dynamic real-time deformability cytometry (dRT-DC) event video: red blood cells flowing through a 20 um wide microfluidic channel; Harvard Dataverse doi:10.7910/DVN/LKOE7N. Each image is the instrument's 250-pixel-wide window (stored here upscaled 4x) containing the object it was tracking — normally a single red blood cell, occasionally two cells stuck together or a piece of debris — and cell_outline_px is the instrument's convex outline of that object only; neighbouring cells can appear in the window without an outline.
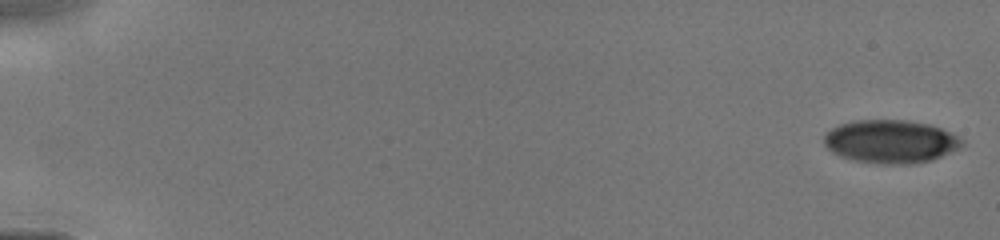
{"species": "human", "species_latin": "Homo sapiens", "temperature_condition": "cold", "stored_images_in_passage": 20, "camera_frame_rate_fps": 3000, "um_per_image_px": 0.085, "donor": {"sex": "male"}, "frame": {"image": 1, "passage_image": 1, "time_ms": 0.0, "image_size_px": [1000, 240], "cell_outline_px": [[964, 144], [960, 148], [932, 160], [912, 164], [880, 164], [856, 160], [840, 156], [832, 152], [824, 144], [824, 132], [840, 124], [852, 120], [908, 120], [928, 124], [940, 128], [964, 140]], "centroid_in_image_um": [75.69, 12.03], "position_along_channel_um": 9.3, "area_um2": 34.8}}
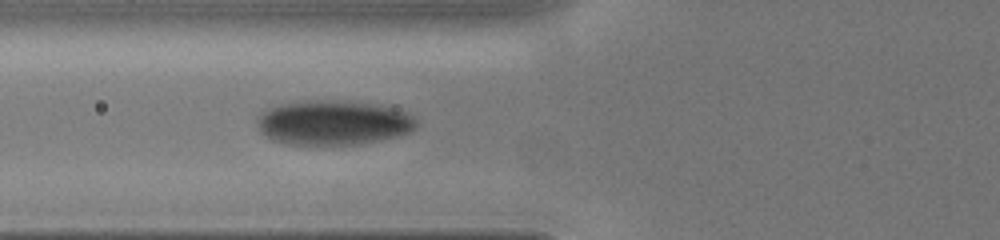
{"frame": {"image": 2, "passage_image": 12, "time_ms": 6.0, "image_size_px": [1000, 240], "cell_outline_px": [[416, 124], [412, 132], [396, 136], [356, 144], [288, 144], [272, 140], [260, 132], [256, 120], [256, 116], [264, 108], [280, 104], [304, 100], [332, 100], [376, 104], [408, 112], [416, 120]], "centroid_in_image_um": [28.26, 10.41], "position_along_channel_um": 97.5, "area_um2": 41.5}}
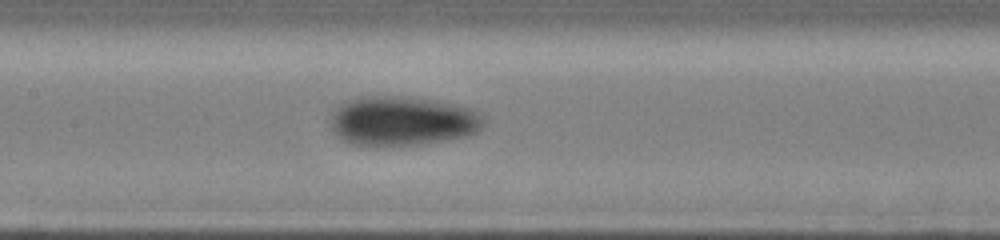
{"frame": {"image": 3, "passage_image": 19, "time_ms": 7.667, "image_size_px": [1000, 240], "cell_outline_px": [[484, 124], [476, 132], [464, 136], [424, 144], [352, 144], [344, 140], [332, 128], [328, 120], [332, 112], [344, 100], [356, 96], [392, 96], [436, 100], [472, 108], [480, 112], [484, 116]], "centroid_in_image_um": [34.19, 10.24], "position_along_channel_um": 173.2, "area_um2": 43.93}}